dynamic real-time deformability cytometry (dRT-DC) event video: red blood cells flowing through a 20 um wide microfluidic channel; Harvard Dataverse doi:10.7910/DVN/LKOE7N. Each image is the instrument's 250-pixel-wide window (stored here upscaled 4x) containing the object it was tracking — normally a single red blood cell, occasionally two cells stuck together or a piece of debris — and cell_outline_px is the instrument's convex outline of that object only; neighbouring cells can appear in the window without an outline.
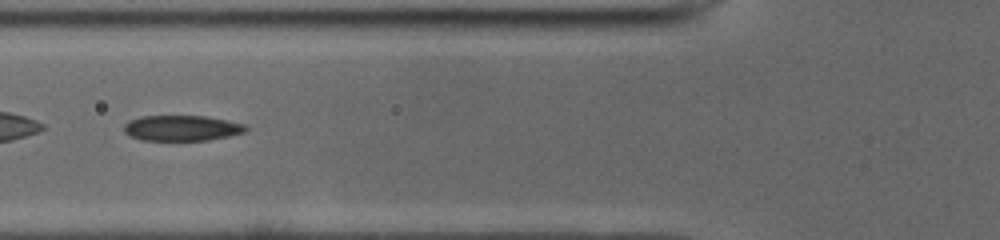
{"species": "common noctule bat (a hibernating species)", "species_latin": "Nyctalus noctula", "temperature_condition": "cold", "stored_images_in_passage": 44, "camera_frame_rate_fps": 3000, "um_per_image_px": 0.085, "animal": {"sex": "male", "body_mass_g": 19.0, "forearm_length_mm": 50.8}, "frame": {"image": 1, "passage_image": 14, "time_ms": 4.333, "image_size_px": [1000, 240], "cell_outline_px": [[248, 128], [244, 132], [228, 136], [208, 140], [140, 140], [124, 132], [124, 124], [128, 120], [140, 116], [204, 116], [244, 124]], "centroid_in_image_um": [15.4, 10.88], "position_along_channel_um": 110.4, "area_um2": 17.98}}
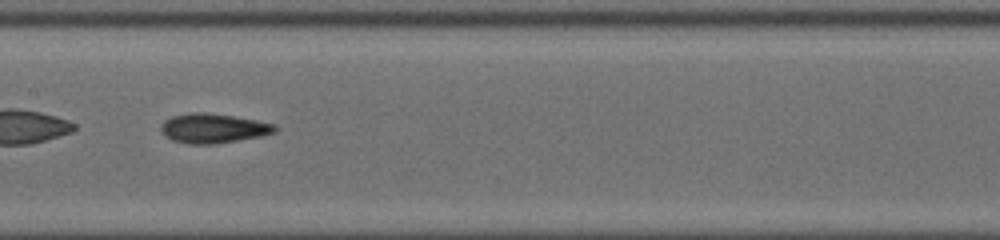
{"frame": {"image": 2, "passage_image": 20, "time_ms": 6.333, "image_size_px": [1000, 240], "cell_outline_px": [[276, 132], [260, 136], [216, 144], [188, 144], [172, 140], [160, 128], [160, 124], [164, 120], [172, 116], [192, 112], [204, 112], [232, 116], [256, 120], [272, 124], [276, 128]], "centroid_in_image_um": [18.09, 10.9], "position_along_channel_um": 189.3, "area_um2": 19.36}}
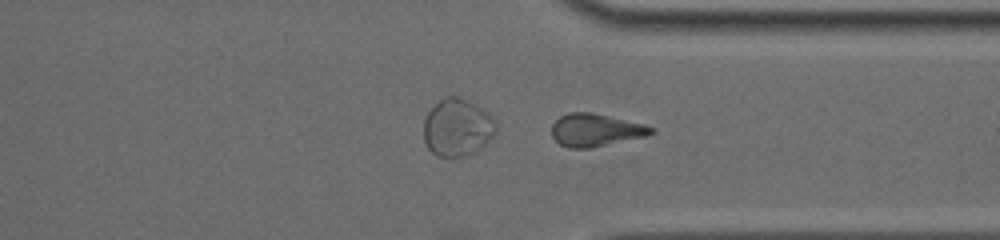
{"frame": {"image": 3, "passage_image": 33, "time_ms": 10.667, "image_size_px": [1000, 240], "cell_outline_px": [[656, 132], [648, 136], [592, 148], [568, 148], [560, 144], [552, 136], [552, 124], [560, 116], [568, 112], [592, 112], [644, 124], [656, 128]], "centroid_in_image_um": [50.66, 11.06], "position_along_channel_um": 360.7, "area_um2": 19.19}, "authors_computed_cell_mechanics": {"area_um2": 19.2185, "velocity_mm_per_s": 3.9464, "shape_relaxation_time_tau1_ms": 5.2269, "shape_relaxation_time_tau2_ms": 7.1063, "deformation_change_tau1": 0.1318, "deformation_change_tau2": 0.1592}}